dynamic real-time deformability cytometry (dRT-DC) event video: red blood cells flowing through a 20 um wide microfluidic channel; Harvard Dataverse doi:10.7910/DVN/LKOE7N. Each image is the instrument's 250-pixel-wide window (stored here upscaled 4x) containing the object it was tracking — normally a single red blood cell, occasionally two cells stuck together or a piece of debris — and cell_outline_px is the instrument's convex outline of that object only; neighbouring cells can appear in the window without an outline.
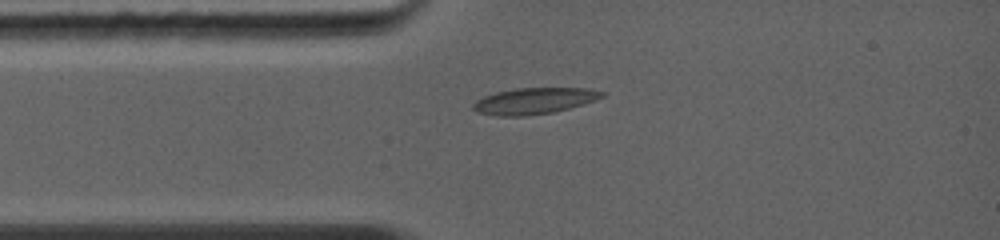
{"species": "common noctule bat (a hibernating species)", "species_latin": "Nyctalus noctula", "temperature_condition": "warm", "stored_images_in_passage": 3, "camera_frame_rate_fps": 5000, "um_per_image_px": 0.085, "animal": {"sex": "female", "body_mass_g": 19.0, "forearm_length_mm": 56.7}, "frame": {"image": 1, "passage_image": 3, "time_ms": 2.2, "image_size_px": [1000, 240], "cell_outline_px": [[604, 96], [596, 100], [584, 104], [552, 112], [524, 116], [496, 116], [476, 112], [472, 108], [472, 104], [476, 100], [484, 96], [496, 92], [516, 88], [588, 88], [604, 92]], "centroid_in_image_um": [45.38, 8.58], "position_along_channel_um": 39.6, "area_um2": 19.71}}